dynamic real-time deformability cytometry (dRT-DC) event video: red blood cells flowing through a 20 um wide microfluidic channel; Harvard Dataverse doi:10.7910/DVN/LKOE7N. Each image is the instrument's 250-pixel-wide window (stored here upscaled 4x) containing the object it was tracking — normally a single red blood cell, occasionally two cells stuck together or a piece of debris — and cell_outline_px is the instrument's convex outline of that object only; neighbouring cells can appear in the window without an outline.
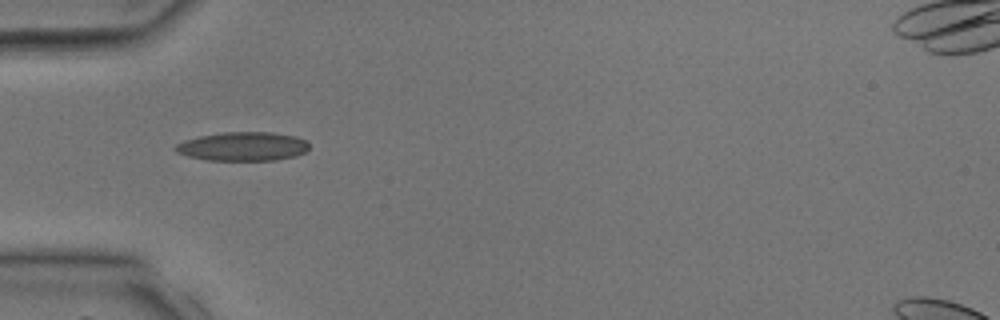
{"species": "common noctule bat (a hibernating species)", "species_latin": "Nyctalus noctula", "temperature_condition": "room temperature", "stored_images_in_passage": 3, "camera_frame_rate_fps": 3000, "um_per_image_px": 0.085, "animal": {"sex": "male", "body_mass_g": 17.9, "forearm_length_mm": 54.2}, "frame": {"image": 1, "passage_image": 3, "time_ms": 3.333, "image_size_px": [1000, 320], "cell_outline_px": [[308, 148], [304, 152], [296, 156], [276, 160], [204, 160], [188, 156], [176, 152], [172, 148], [176, 144], [184, 140], [200, 136], [220, 132], [272, 132], [296, 136], [308, 140]], "centroid_in_image_um": [20.63, 12.44], "position_along_channel_um": 64.4, "area_um2": 22.72}}